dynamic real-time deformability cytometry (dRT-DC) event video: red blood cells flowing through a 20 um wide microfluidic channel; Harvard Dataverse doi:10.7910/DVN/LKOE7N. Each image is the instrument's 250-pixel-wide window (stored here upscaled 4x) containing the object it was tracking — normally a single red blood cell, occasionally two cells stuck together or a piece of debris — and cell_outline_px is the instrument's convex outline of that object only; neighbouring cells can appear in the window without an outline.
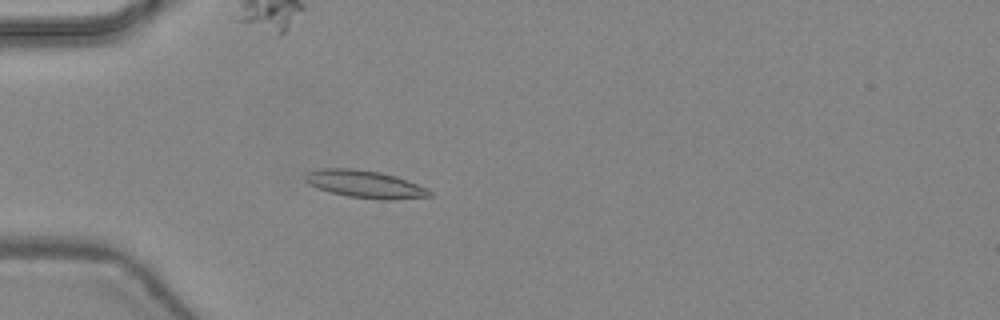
{"species": "common noctule bat (a hibernating species)", "species_latin": "Nyctalus noctula", "temperature_condition": "warm", "stored_images_in_passage": 47, "camera_frame_rate_fps": 3000, "um_per_image_px": 0.085, "animal": {"sex": "female", "body_mass_g": 24.6, "forearm_length_mm": 56.2}, "frame": {"image": 1, "passage_image": 15, "time_ms": 4.667, "image_size_px": [1000, 320], "cell_outline_px": [[432, 196], [388, 200], [380, 200], [348, 196], [316, 188], [308, 184], [304, 180], [304, 176], [308, 172], [320, 168], [352, 168], [380, 172], [396, 176], [428, 188], [432, 192]], "centroid_in_image_um": [31.02, 15.65], "position_along_channel_um": 54.0, "area_um2": 20.0}}
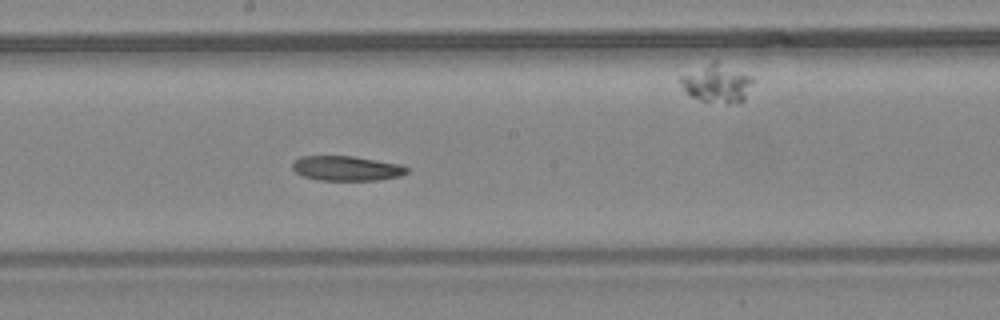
{"frame": {"image": 2, "passage_image": 27, "time_ms": 8.667, "image_size_px": [1000, 320], "cell_outline_px": [[408, 172], [400, 176], [376, 180], [316, 180], [304, 176], [296, 172], [292, 168], [292, 164], [300, 156], [352, 156], [400, 164], [408, 168]], "centroid_in_image_um": [29.45, 14.31], "position_along_channel_um": 218.8, "area_um2": 16.42}}
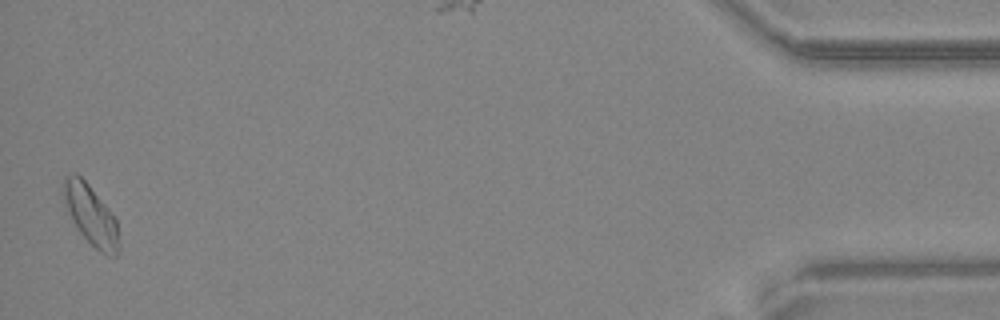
{"frame": {"image": 3, "passage_image": 47, "time_ms": 15.333, "image_size_px": [1000, 320], "cell_outline_px": [[120, 248], [116, 256], [112, 256], [100, 252], [80, 232], [72, 220], [68, 212], [60, 188], [64, 176], [72, 172], [76, 172], [88, 184], [104, 204], [116, 220], [120, 244]], "centroid_in_image_um": [7.69, 18.24], "position_along_channel_um": 427.5, "area_um2": 19.31}}